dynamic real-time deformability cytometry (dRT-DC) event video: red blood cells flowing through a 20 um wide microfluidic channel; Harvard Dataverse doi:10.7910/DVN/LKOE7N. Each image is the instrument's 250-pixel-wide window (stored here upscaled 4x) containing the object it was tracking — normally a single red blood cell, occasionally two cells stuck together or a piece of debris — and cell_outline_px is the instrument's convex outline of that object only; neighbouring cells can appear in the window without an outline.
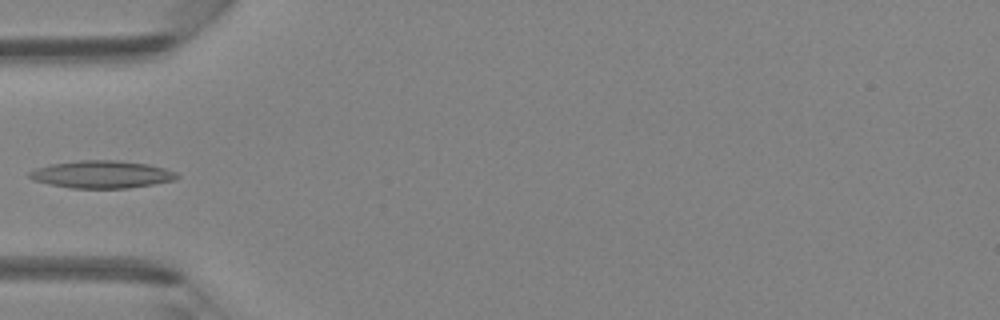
{"species": "Egyptian fruit bat (a non-hibernating species)", "species_latin": "Rousettus aegyptiacus", "temperature_condition": "room temperature", "stored_images_in_passage": 4, "camera_frame_rate_fps": 3000, "um_per_image_px": 0.085, "animal": {"sex": "female"}, "frame": {"image": 1, "passage_image": 4, "time_ms": 4.333, "image_size_px": [1000, 320], "cell_outline_px": [[180, 176], [176, 180], [128, 188], [72, 188], [32, 180], [28, 176], [28, 172], [36, 168], [52, 164], [80, 160], [116, 160], [148, 164], [164, 168], [176, 172]], "centroid_in_image_um": [8.67, 14.82], "position_along_channel_um": 76.3, "area_um2": 23.52}}